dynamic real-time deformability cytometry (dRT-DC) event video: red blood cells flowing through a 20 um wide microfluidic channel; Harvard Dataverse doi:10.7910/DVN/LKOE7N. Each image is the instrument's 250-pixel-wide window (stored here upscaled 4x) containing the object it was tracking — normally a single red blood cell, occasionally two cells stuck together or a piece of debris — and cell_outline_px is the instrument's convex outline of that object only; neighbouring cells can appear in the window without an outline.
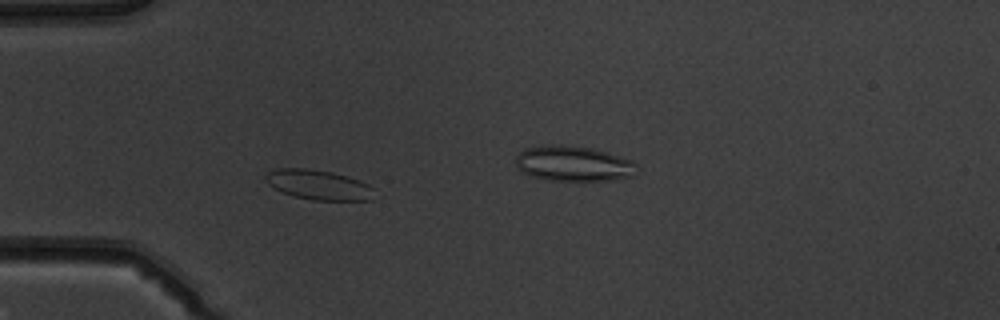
{"species": "common noctule bat (a hibernating species)", "species_latin": "Nyctalus noctula", "temperature_condition": "warm", "stored_images_in_passage": 49, "camera_frame_rate_fps": 3000, "um_per_image_px": 0.085, "animal": {"sex": "male", "body_mass_g": 19.5, "forearm_length_mm": 54.6}, "frame": {"image": 1, "passage_image": 12, "time_ms": 3.667, "image_size_px": [1000, 320], "cell_outline_px": [[372, 200], [312, 200], [296, 196], [284, 192], [268, 184], [264, 176], [268, 172], [276, 168], [304, 168], [332, 172], [348, 176], [360, 180], [368, 184], [372, 188]], "centroid_in_image_um": [27.07, 15.7], "position_along_channel_um": 57.9, "area_um2": 18.67}}
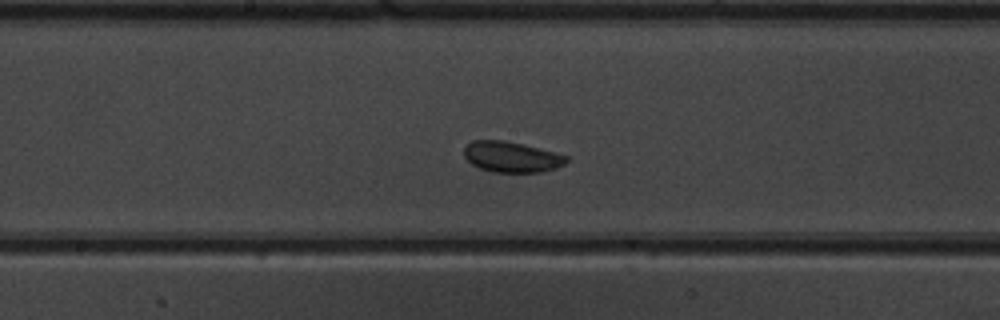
{"frame": {"image": 2, "passage_image": 24, "time_ms": 7.667, "image_size_px": [1000, 320], "cell_outline_px": [[568, 160], [564, 164], [556, 168], [540, 172], [492, 172], [480, 168], [472, 164], [464, 156], [464, 148], [472, 140], [504, 140], [524, 144], [568, 156]], "centroid_in_image_um": [43.47, 13.33], "position_along_channel_um": 204.7, "area_um2": 18.26}}
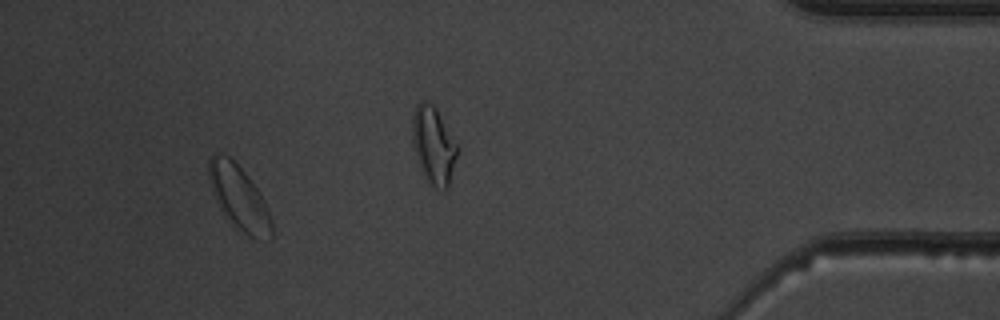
{"frame": {"image": 3, "passage_image": 45, "time_ms": 14.667, "image_size_px": [1000, 320], "cell_outline_px": [[272, 236], [268, 240], [256, 240], [248, 236], [224, 216], [216, 200], [208, 176], [208, 160], [216, 152], [228, 156], [248, 176], [260, 192], [268, 208], [272, 220]], "centroid_in_image_um": [20.34, 16.83], "position_along_channel_um": 414.9, "area_um2": 23.47}, "authors_computed_cell_mechanics": {"area_um2": 18.6116, "velocity_mm_per_s": 3.849, "shape_relaxation_time_tau1_ms": 2.1063, "shape_relaxation_time_tau2_ms": null, "deformation_change_tau1": 0.0907, "deformation_change_tau2": null}}